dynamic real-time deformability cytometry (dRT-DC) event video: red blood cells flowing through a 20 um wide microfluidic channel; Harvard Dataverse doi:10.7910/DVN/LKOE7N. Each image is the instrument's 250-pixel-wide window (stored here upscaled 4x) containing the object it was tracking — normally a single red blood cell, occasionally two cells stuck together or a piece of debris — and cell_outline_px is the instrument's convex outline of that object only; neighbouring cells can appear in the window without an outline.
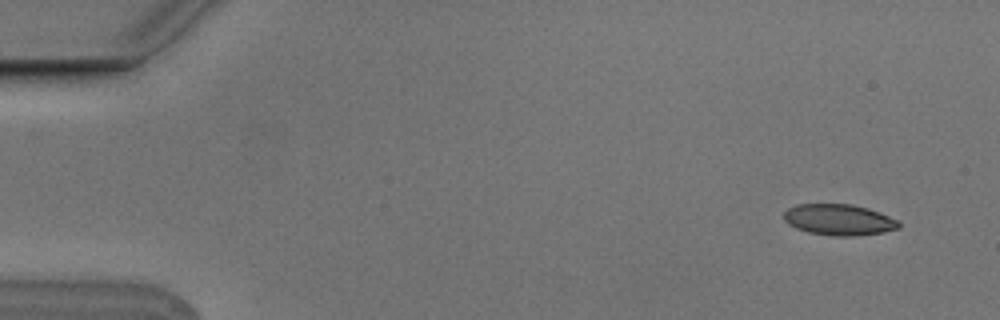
{"species": "Egyptian fruit bat (a non-hibernating species)", "species_latin": "Rousettus aegyptiacus", "temperature_condition": "cold", "stored_images_in_passage": 6, "camera_frame_rate_fps": 3000, "um_per_image_px": 0.085, "animal": {"sex": "male"}, "frame": {"image": 1, "passage_image": 1, "time_ms": 0.0, "image_size_px": [1000, 320], "cell_outline_px": [[900, 228], [884, 232], [852, 236], [836, 236], [808, 232], [796, 228], [788, 224], [784, 220], [784, 212], [788, 208], [796, 204], [852, 204], [868, 208], [888, 216], [896, 220], [900, 224]], "centroid_in_image_um": [71.29, 18.67], "position_along_channel_um": 13.7, "area_um2": 20.75}}